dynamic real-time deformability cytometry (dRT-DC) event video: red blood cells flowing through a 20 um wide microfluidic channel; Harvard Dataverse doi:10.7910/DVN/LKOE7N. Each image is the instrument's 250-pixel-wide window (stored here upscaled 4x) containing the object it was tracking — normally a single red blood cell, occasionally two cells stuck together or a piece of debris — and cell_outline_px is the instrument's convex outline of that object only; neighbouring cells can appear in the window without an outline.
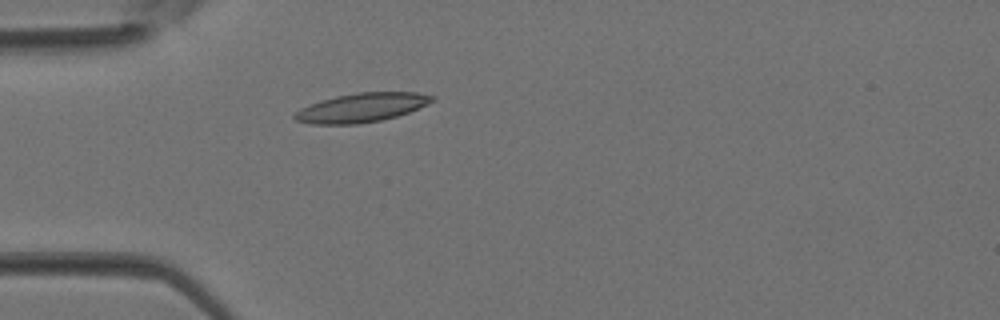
{"species": "Egyptian fruit bat (a non-hibernating species)", "species_latin": "Rousettus aegyptiacus", "temperature_condition": "room temperature", "stored_images_in_passage": 3, "camera_frame_rate_fps": 3000, "um_per_image_px": 0.085, "animal": {"sex": "female"}, "frame": {"image": 1, "passage_image": 3, "time_ms": 0.667, "image_size_px": [1000, 320], "cell_outline_px": [[436, 100], [428, 104], [408, 112], [396, 116], [380, 120], [356, 124], [312, 124], [296, 120], [292, 116], [300, 108], [336, 96], [356, 92], [416, 92], [436, 96]], "centroid_in_image_um": [30.77, 9.14], "position_along_channel_um": 54.2, "area_um2": 23.06}}